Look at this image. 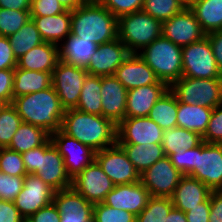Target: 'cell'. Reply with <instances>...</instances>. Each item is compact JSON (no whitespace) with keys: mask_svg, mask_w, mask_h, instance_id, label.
I'll use <instances>...</instances> for the list:
<instances>
[{"mask_svg":"<svg viewBox=\"0 0 222 222\" xmlns=\"http://www.w3.org/2000/svg\"><path fill=\"white\" fill-rule=\"evenodd\" d=\"M22 222H30L28 219H24Z\"/></svg>","mask_w":222,"mask_h":222,"instance_id":"62","label":"cell"},{"mask_svg":"<svg viewBox=\"0 0 222 222\" xmlns=\"http://www.w3.org/2000/svg\"><path fill=\"white\" fill-rule=\"evenodd\" d=\"M138 55L169 87L182 77V47L164 36L158 37Z\"/></svg>","mask_w":222,"mask_h":222,"instance_id":"4","label":"cell"},{"mask_svg":"<svg viewBox=\"0 0 222 222\" xmlns=\"http://www.w3.org/2000/svg\"><path fill=\"white\" fill-rule=\"evenodd\" d=\"M130 54L129 50L118 38L111 42L100 44L90 58L86 71L90 75L113 76L116 69Z\"/></svg>","mask_w":222,"mask_h":222,"instance_id":"19","label":"cell"},{"mask_svg":"<svg viewBox=\"0 0 222 222\" xmlns=\"http://www.w3.org/2000/svg\"><path fill=\"white\" fill-rule=\"evenodd\" d=\"M178 100L175 94L168 89L154 104L148 118L157 123L163 130L177 127Z\"/></svg>","mask_w":222,"mask_h":222,"instance_id":"33","label":"cell"},{"mask_svg":"<svg viewBox=\"0 0 222 222\" xmlns=\"http://www.w3.org/2000/svg\"><path fill=\"white\" fill-rule=\"evenodd\" d=\"M213 109L199 104L189 105L178 102L177 127H181L203 136L206 132Z\"/></svg>","mask_w":222,"mask_h":222,"instance_id":"28","label":"cell"},{"mask_svg":"<svg viewBox=\"0 0 222 222\" xmlns=\"http://www.w3.org/2000/svg\"><path fill=\"white\" fill-rule=\"evenodd\" d=\"M115 125L110 119L77 109L65 110L61 131L89 146L95 152L116 143Z\"/></svg>","mask_w":222,"mask_h":222,"instance_id":"1","label":"cell"},{"mask_svg":"<svg viewBox=\"0 0 222 222\" xmlns=\"http://www.w3.org/2000/svg\"><path fill=\"white\" fill-rule=\"evenodd\" d=\"M30 222H60V213L52 202L28 218Z\"/></svg>","mask_w":222,"mask_h":222,"instance_id":"50","label":"cell"},{"mask_svg":"<svg viewBox=\"0 0 222 222\" xmlns=\"http://www.w3.org/2000/svg\"><path fill=\"white\" fill-rule=\"evenodd\" d=\"M163 129L148 117L124 118L116 130L118 144L162 143Z\"/></svg>","mask_w":222,"mask_h":222,"instance_id":"17","label":"cell"},{"mask_svg":"<svg viewBox=\"0 0 222 222\" xmlns=\"http://www.w3.org/2000/svg\"><path fill=\"white\" fill-rule=\"evenodd\" d=\"M169 89L178 102L214 109L222 104V79L181 77Z\"/></svg>","mask_w":222,"mask_h":222,"instance_id":"6","label":"cell"},{"mask_svg":"<svg viewBox=\"0 0 222 222\" xmlns=\"http://www.w3.org/2000/svg\"><path fill=\"white\" fill-rule=\"evenodd\" d=\"M182 77L222 79L209 38L182 47Z\"/></svg>","mask_w":222,"mask_h":222,"instance_id":"7","label":"cell"},{"mask_svg":"<svg viewBox=\"0 0 222 222\" xmlns=\"http://www.w3.org/2000/svg\"><path fill=\"white\" fill-rule=\"evenodd\" d=\"M151 197L149 191L139 181L132 184L115 185L106 195L103 203L138 215Z\"/></svg>","mask_w":222,"mask_h":222,"instance_id":"20","label":"cell"},{"mask_svg":"<svg viewBox=\"0 0 222 222\" xmlns=\"http://www.w3.org/2000/svg\"><path fill=\"white\" fill-rule=\"evenodd\" d=\"M209 222H222V189L210 193Z\"/></svg>","mask_w":222,"mask_h":222,"instance_id":"53","label":"cell"},{"mask_svg":"<svg viewBox=\"0 0 222 222\" xmlns=\"http://www.w3.org/2000/svg\"><path fill=\"white\" fill-rule=\"evenodd\" d=\"M185 8L180 0H144L142 11L164 22Z\"/></svg>","mask_w":222,"mask_h":222,"instance_id":"39","label":"cell"},{"mask_svg":"<svg viewBox=\"0 0 222 222\" xmlns=\"http://www.w3.org/2000/svg\"><path fill=\"white\" fill-rule=\"evenodd\" d=\"M8 39L17 60L33 47L45 42L32 19L24 24L19 31L8 36Z\"/></svg>","mask_w":222,"mask_h":222,"instance_id":"36","label":"cell"},{"mask_svg":"<svg viewBox=\"0 0 222 222\" xmlns=\"http://www.w3.org/2000/svg\"><path fill=\"white\" fill-rule=\"evenodd\" d=\"M202 138L206 143L222 144V104L213 109L206 132Z\"/></svg>","mask_w":222,"mask_h":222,"instance_id":"46","label":"cell"},{"mask_svg":"<svg viewBox=\"0 0 222 222\" xmlns=\"http://www.w3.org/2000/svg\"><path fill=\"white\" fill-rule=\"evenodd\" d=\"M211 191L222 189V144L202 142L196 147L195 170L190 175Z\"/></svg>","mask_w":222,"mask_h":222,"instance_id":"9","label":"cell"},{"mask_svg":"<svg viewBox=\"0 0 222 222\" xmlns=\"http://www.w3.org/2000/svg\"><path fill=\"white\" fill-rule=\"evenodd\" d=\"M52 86V73L15 68L13 99Z\"/></svg>","mask_w":222,"mask_h":222,"instance_id":"29","label":"cell"},{"mask_svg":"<svg viewBox=\"0 0 222 222\" xmlns=\"http://www.w3.org/2000/svg\"><path fill=\"white\" fill-rule=\"evenodd\" d=\"M71 34L97 45L118 38V19L101 3L84 2L72 10Z\"/></svg>","mask_w":222,"mask_h":222,"instance_id":"3","label":"cell"},{"mask_svg":"<svg viewBox=\"0 0 222 222\" xmlns=\"http://www.w3.org/2000/svg\"><path fill=\"white\" fill-rule=\"evenodd\" d=\"M59 61V46L43 42L17 60V68L52 73Z\"/></svg>","mask_w":222,"mask_h":222,"instance_id":"26","label":"cell"},{"mask_svg":"<svg viewBox=\"0 0 222 222\" xmlns=\"http://www.w3.org/2000/svg\"><path fill=\"white\" fill-rule=\"evenodd\" d=\"M0 7L10 10H30L31 0H0Z\"/></svg>","mask_w":222,"mask_h":222,"instance_id":"56","label":"cell"},{"mask_svg":"<svg viewBox=\"0 0 222 222\" xmlns=\"http://www.w3.org/2000/svg\"><path fill=\"white\" fill-rule=\"evenodd\" d=\"M168 89L167 84H150L128 90L126 118L147 117L151 108Z\"/></svg>","mask_w":222,"mask_h":222,"instance_id":"23","label":"cell"},{"mask_svg":"<svg viewBox=\"0 0 222 222\" xmlns=\"http://www.w3.org/2000/svg\"><path fill=\"white\" fill-rule=\"evenodd\" d=\"M97 47L94 42L70 34L59 45V60L86 69Z\"/></svg>","mask_w":222,"mask_h":222,"instance_id":"27","label":"cell"},{"mask_svg":"<svg viewBox=\"0 0 222 222\" xmlns=\"http://www.w3.org/2000/svg\"><path fill=\"white\" fill-rule=\"evenodd\" d=\"M162 36L180 47L200 41L206 36L193 11L185 7L167 21L162 22Z\"/></svg>","mask_w":222,"mask_h":222,"instance_id":"16","label":"cell"},{"mask_svg":"<svg viewBox=\"0 0 222 222\" xmlns=\"http://www.w3.org/2000/svg\"><path fill=\"white\" fill-rule=\"evenodd\" d=\"M101 76H86L82 86L77 110L102 116Z\"/></svg>","mask_w":222,"mask_h":222,"instance_id":"35","label":"cell"},{"mask_svg":"<svg viewBox=\"0 0 222 222\" xmlns=\"http://www.w3.org/2000/svg\"><path fill=\"white\" fill-rule=\"evenodd\" d=\"M53 203L60 213V222H93V207L73 187L55 191Z\"/></svg>","mask_w":222,"mask_h":222,"instance_id":"18","label":"cell"},{"mask_svg":"<svg viewBox=\"0 0 222 222\" xmlns=\"http://www.w3.org/2000/svg\"><path fill=\"white\" fill-rule=\"evenodd\" d=\"M88 75L85 68L59 60L52 72V86L65 110L76 109L82 86Z\"/></svg>","mask_w":222,"mask_h":222,"instance_id":"8","label":"cell"},{"mask_svg":"<svg viewBox=\"0 0 222 222\" xmlns=\"http://www.w3.org/2000/svg\"><path fill=\"white\" fill-rule=\"evenodd\" d=\"M34 174L55 191L72 187V179L66 171L64 159L51 138L40 146L39 168Z\"/></svg>","mask_w":222,"mask_h":222,"instance_id":"14","label":"cell"},{"mask_svg":"<svg viewBox=\"0 0 222 222\" xmlns=\"http://www.w3.org/2000/svg\"><path fill=\"white\" fill-rule=\"evenodd\" d=\"M65 11V7L58 0H31V16H52Z\"/></svg>","mask_w":222,"mask_h":222,"instance_id":"47","label":"cell"},{"mask_svg":"<svg viewBox=\"0 0 222 222\" xmlns=\"http://www.w3.org/2000/svg\"><path fill=\"white\" fill-rule=\"evenodd\" d=\"M71 10L52 16H31L45 42L60 45L71 34Z\"/></svg>","mask_w":222,"mask_h":222,"instance_id":"25","label":"cell"},{"mask_svg":"<svg viewBox=\"0 0 222 222\" xmlns=\"http://www.w3.org/2000/svg\"><path fill=\"white\" fill-rule=\"evenodd\" d=\"M127 90L150 84H166L138 54H130L113 75Z\"/></svg>","mask_w":222,"mask_h":222,"instance_id":"22","label":"cell"},{"mask_svg":"<svg viewBox=\"0 0 222 222\" xmlns=\"http://www.w3.org/2000/svg\"><path fill=\"white\" fill-rule=\"evenodd\" d=\"M55 190L35 174L24 176L22 190L14 200L15 207L24 219H28L39 209L53 202Z\"/></svg>","mask_w":222,"mask_h":222,"instance_id":"13","label":"cell"},{"mask_svg":"<svg viewBox=\"0 0 222 222\" xmlns=\"http://www.w3.org/2000/svg\"><path fill=\"white\" fill-rule=\"evenodd\" d=\"M49 138L50 134L43 128L22 122L7 148L24 153L43 145Z\"/></svg>","mask_w":222,"mask_h":222,"instance_id":"32","label":"cell"},{"mask_svg":"<svg viewBox=\"0 0 222 222\" xmlns=\"http://www.w3.org/2000/svg\"><path fill=\"white\" fill-rule=\"evenodd\" d=\"M209 38L217 67L222 74V30H217L206 34Z\"/></svg>","mask_w":222,"mask_h":222,"instance_id":"54","label":"cell"},{"mask_svg":"<svg viewBox=\"0 0 222 222\" xmlns=\"http://www.w3.org/2000/svg\"><path fill=\"white\" fill-rule=\"evenodd\" d=\"M173 207L171 198L151 196L147 206L136 216V222H165Z\"/></svg>","mask_w":222,"mask_h":222,"instance_id":"37","label":"cell"},{"mask_svg":"<svg viewBox=\"0 0 222 222\" xmlns=\"http://www.w3.org/2000/svg\"><path fill=\"white\" fill-rule=\"evenodd\" d=\"M0 171L10 176L27 174L21 153L9 148H0Z\"/></svg>","mask_w":222,"mask_h":222,"instance_id":"42","label":"cell"},{"mask_svg":"<svg viewBox=\"0 0 222 222\" xmlns=\"http://www.w3.org/2000/svg\"><path fill=\"white\" fill-rule=\"evenodd\" d=\"M165 222H187V218L183 211L173 207L165 218Z\"/></svg>","mask_w":222,"mask_h":222,"instance_id":"57","label":"cell"},{"mask_svg":"<svg viewBox=\"0 0 222 222\" xmlns=\"http://www.w3.org/2000/svg\"><path fill=\"white\" fill-rule=\"evenodd\" d=\"M95 160L115 185L140 181V174L117 142L108 148L97 151Z\"/></svg>","mask_w":222,"mask_h":222,"instance_id":"10","label":"cell"},{"mask_svg":"<svg viewBox=\"0 0 222 222\" xmlns=\"http://www.w3.org/2000/svg\"><path fill=\"white\" fill-rule=\"evenodd\" d=\"M17 59L13 54L8 37L0 36V70L15 69Z\"/></svg>","mask_w":222,"mask_h":222,"instance_id":"49","label":"cell"},{"mask_svg":"<svg viewBox=\"0 0 222 222\" xmlns=\"http://www.w3.org/2000/svg\"><path fill=\"white\" fill-rule=\"evenodd\" d=\"M12 105L23 122L43 128L50 135L61 130L65 109L53 86L16 97L13 99Z\"/></svg>","mask_w":222,"mask_h":222,"instance_id":"2","label":"cell"},{"mask_svg":"<svg viewBox=\"0 0 222 222\" xmlns=\"http://www.w3.org/2000/svg\"><path fill=\"white\" fill-rule=\"evenodd\" d=\"M144 0H102L101 4L117 19L142 10Z\"/></svg>","mask_w":222,"mask_h":222,"instance_id":"45","label":"cell"},{"mask_svg":"<svg viewBox=\"0 0 222 222\" xmlns=\"http://www.w3.org/2000/svg\"><path fill=\"white\" fill-rule=\"evenodd\" d=\"M23 185L24 176H10L0 171V200L14 201Z\"/></svg>","mask_w":222,"mask_h":222,"instance_id":"44","label":"cell"},{"mask_svg":"<svg viewBox=\"0 0 222 222\" xmlns=\"http://www.w3.org/2000/svg\"><path fill=\"white\" fill-rule=\"evenodd\" d=\"M203 138L197 132L181 127L163 130L162 147L166 156H170L182 149H190L199 146Z\"/></svg>","mask_w":222,"mask_h":222,"instance_id":"34","label":"cell"},{"mask_svg":"<svg viewBox=\"0 0 222 222\" xmlns=\"http://www.w3.org/2000/svg\"><path fill=\"white\" fill-rule=\"evenodd\" d=\"M171 163L183 175H191L195 170L196 147L190 149H182L175 151L169 156Z\"/></svg>","mask_w":222,"mask_h":222,"instance_id":"43","label":"cell"},{"mask_svg":"<svg viewBox=\"0 0 222 222\" xmlns=\"http://www.w3.org/2000/svg\"><path fill=\"white\" fill-rule=\"evenodd\" d=\"M16 108L12 104H4L0 109V148H7L22 124Z\"/></svg>","mask_w":222,"mask_h":222,"instance_id":"38","label":"cell"},{"mask_svg":"<svg viewBox=\"0 0 222 222\" xmlns=\"http://www.w3.org/2000/svg\"><path fill=\"white\" fill-rule=\"evenodd\" d=\"M93 222H136V215L113 208L102 202L94 204Z\"/></svg>","mask_w":222,"mask_h":222,"instance_id":"41","label":"cell"},{"mask_svg":"<svg viewBox=\"0 0 222 222\" xmlns=\"http://www.w3.org/2000/svg\"><path fill=\"white\" fill-rule=\"evenodd\" d=\"M83 2L101 3L102 0H82Z\"/></svg>","mask_w":222,"mask_h":222,"instance_id":"60","label":"cell"},{"mask_svg":"<svg viewBox=\"0 0 222 222\" xmlns=\"http://www.w3.org/2000/svg\"><path fill=\"white\" fill-rule=\"evenodd\" d=\"M102 116L118 125L126 118L127 89L114 76H101Z\"/></svg>","mask_w":222,"mask_h":222,"instance_id":"21","label":"cell"},{"mask_svg":"<svg viewBox=\"0 0 222 222\" xmlns=\"http://www.w3.org/2000/svg\"><path fill=\"white\" fill-rule=\"evenodd\" d=\"M161 36L162 22L142 10L118 18V39L131 54H138Z\"/></svg>","mask_w":222,"mask_h":222,"instance_id":"5","label":"cell"},{"mask_svg":"<svg viewBox=\"0 0 222 222\" xmlns=\"http://www.w3.org/2000/svg\"><path fill=\"white\" fill-rule=\"evenodd\" d=\"M30 19V10H10L0 7V36L8 37L16 33Z\"/></svg>","mask_w":222,"mask_h":222,"instance_id":"40","label":"cell"},{"mask_svg":"<svg viewBox=\"0 0 222 222\" xmlns=\"http://www.w3.org/2000/svg\"><path fill=\"white\" fill-rule=\"evenodd\" d=\"M53 145L64 159L66 171L71 179L95 160L96 152L61 130L50 135Z\"/></svg>","mask_w":222,"mask_h":222,"instance_id":"12","label":"cell"},{"mask_svg":"<svg viewBox=\"0 0 222 222\" xmlns=\"http://www.w3.org/2000/svg\"><path fill=\"white\" fill-rule=\"evenodd\" d=\"M210 196L195 208L185 212L187 222H209Z\"/></svg>","mask_w":222,"mask_h":222,"instance_id":"51","label":"cell"},{"mask_svg":"<svg viewBox=\"0 0 222 222\" xmlns=\"http://www.w3.org/2000/svg\"><path fill=\"white\" fill-rule=\"evenodd\" d=\"M27 174H34L39 168L40 146L21 153Z\"/></svg>","mask_w":222,"mask_h":222,"instance_id":"55","label":"cell"},{"mask_svg":"<svg viewBox=\"0 0 222 222\" xmlns=\"http://www.w3.org/2000/svg\"><path fill=\"white\" fill-rule=\"evenodd\" d=\"M185 7H190L193 3H195L197 0H180Z\"/></svg>","mask_w":222,"mask_h":222,"instance_id":"59","label":"cell"},{"mask_svg":"<svg viewBox=\"0 0 222 222\" xmlns=\"http://www.w3.org/2000/svg\"><path fill=\"white\" fill-rule=\"evenodd\" d=\"M211 190L200 180L183 175L172 195L173 206L184 213L195 208L210 196Z\"/></svg>","mask_w":222,"mask_h":222,"instance_id":"24","label":"cell"},{"mask_svg":"<svg viewBox=\"0 0 222 222\" xmlns=\"http://www.w3.org/2000/svg\"><path fill=\"white\" fill-rule=\"evenodd\" d=\"M4 106V103L0 101V109Z\"/></svg>","mask_w":222,"mask_h":222,"instance_id":"61","label":"cell"},{"mask_svg":"<svg viewBox=\"0 0 222 222\" xmlns=\"http://www.w3.org/2000/svg\"><path fill=\"white\" fill-rule=\"evenodd\" d=\"M189 8L206 34L222 30V0H197Z\"/></svg>","mask_w":222,"mask_h":222,"instance_id":"31","label":"cell"},{"mask_svg":"<svg viewBox=\"0 0 222 222\" xmlns=\"http://www.w3.org/2000/svg\"><path fill=\"white\" fill-rule=\"evenodd\" d=\"M139 174L151 167L165 155L161 143L119 144Z\"/></svg>","mask_w":222,"mask_h":222,"instance_id":"30","label":"cell"},{"mask_svg":"<svg viewBox=\"0 0 222 222\" xmlns=\"http://www.w3.org/2000/svg\"><path fill=\"white\" fill-rule=\"evenodd\" d=\"M183 174L164 156L140 174V182L153 197H169L174 194Z\"/></svg>","mask_w":222,"mask_h":222,"instance_id":"11","label":"cell"},{"mask_svg":"<svg viewBox=\"0 0 222 222\" xmlns=\"http://www.w3.org/2000/svg\"><path fill=\"white\" fill-rule=\"evenodd\" d=\"M15 69L0 70V101L4 104L13 102V85Z\"/></svg>","mask_w":222,"mask_h":222,"instance_id":"48","label":"cell"},{"mask_svg":"<svg viewBox=\"0 0 222 222\" xmlns=\"http://www.w3.org/2000/svg\"><path fill=\"white\" fill-rule=\"evenodd\" d=\"M72 187L90 203L96 204L104 201L115 184L94 160L72 179Z\"/></svg>","mask_w":222,"mask_h":222,"instance_id":"15","label":"cell"},{"mask_svg":"<svg viewBox=\"0 0 222 222\" xmlns=\"http://www.w3.org/2000/svg\"><path fill=\"white\" fill-rule=\"evenodd\" d=\"M66 10H75L80 7L84 2L82 0H58Z\"/></svg>","mask_w":222,"mask_h":222,"instance_id":"58","label":"cell"},{"mask_svg":"<svg viewBox=\"0 0 222 222\" xmlns=\"http://www.w3.org/2000/svg\"><path fill=\"white\" fill-rule=\"evenodd\" d=\"M23 220L14 201L0 200V222H22Z\"/></svg>","mask_w":222,"mask_h":222,"instance_id":"52","label":"cell"}]
</instances>
